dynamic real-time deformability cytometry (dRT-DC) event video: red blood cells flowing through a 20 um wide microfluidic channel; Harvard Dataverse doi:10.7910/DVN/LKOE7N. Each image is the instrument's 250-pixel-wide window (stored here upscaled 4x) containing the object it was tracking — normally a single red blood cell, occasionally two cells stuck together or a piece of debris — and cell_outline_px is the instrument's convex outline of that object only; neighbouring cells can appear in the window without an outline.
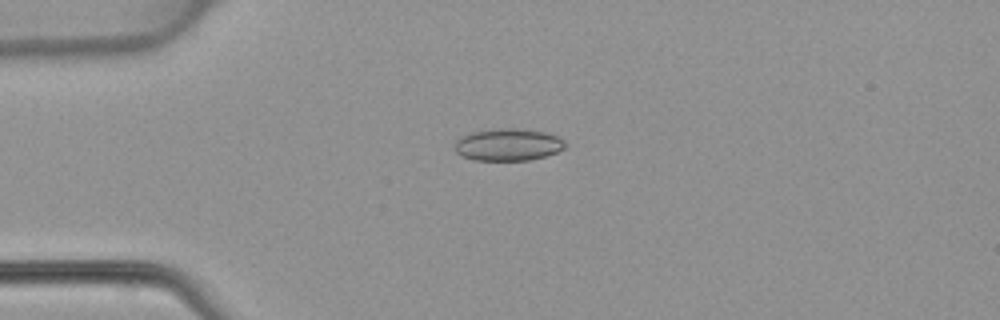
{"species": "common noctule bat (a hibernating species)", "species_latin": "Nyctalus noctula", "temperature_condition": "warm", "stored_images_in_passage": 39, "camera_frame_rate_fps": 3000, "um_per_image_px": 0.085, "animal": {"sex": "female", "body_mass_g": 22.7, "forearm_length_mm": 54.2}, "frame": {"image": 1, "passage_image": 3, "time_ms": 0.667, "image_size_px": [1000, 320], "cell_outline_px": [[568, 144], [564, 148], [556, 152], [544, 156], [528, 160], [472, 160], [460, 156], [456, 152], [456, 140], [460, 136], [472, 132], [500, 128], [524, 128], [544, 132], [556, 136], [564, 140]], "centroid_in_image_um": [43.18, 12.29], "position_along_channel_um": 41.8, "area_um2": 20.81}}
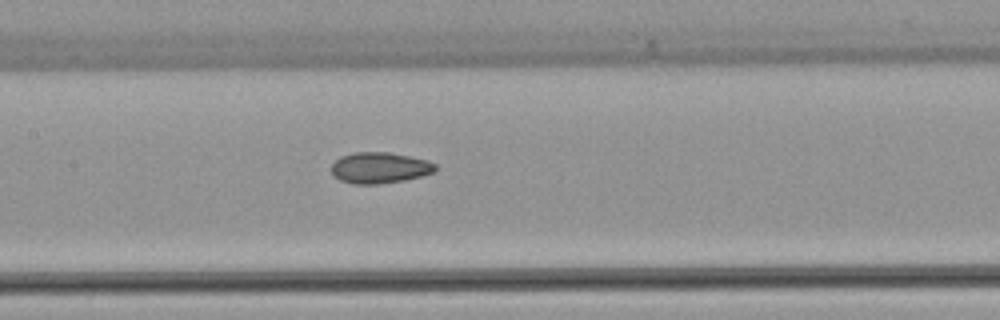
{"frame": {"image": 2, "passage_image": 14, "time_ms": 4.333, "image_size_px": [1000, 320], "cell_outline_px": [[436, 172], [404, 180], [376, 184], [352, 184], [340, 180], [332, 176], [332, 164], [340, 156], [352, 152], [388, 152], [428, 160], [436, 164]], "centroid_in_image_um": [32.25, 14.26], "position_along_channel_um": 175.1, "area_um2": 18.9}}
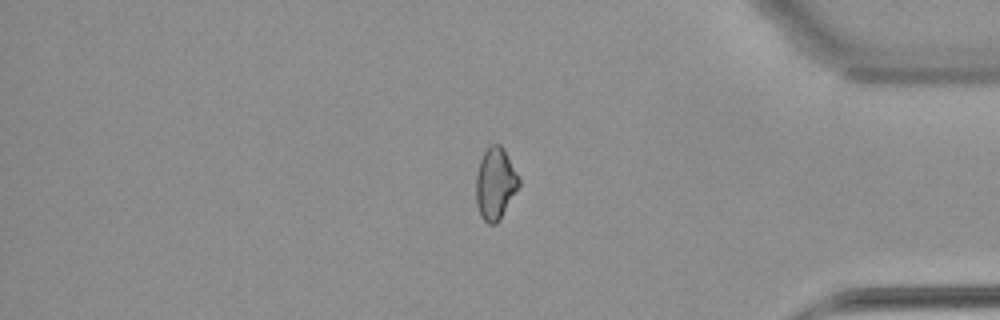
{"frame": {"image": 3, "passage_image": 31, "time_ms": 10.0, "image_size_px": [1000, 320], "cell_outline_px": [[520, 184], [500, 220], [496, 224], [488, 224], [480, 216], [476, 204], [476, 176], [480, 160], [484, 152], [492, 144], [500, 144], [504, 148], [520, 180]], "centroid_in_image_um": [42.09, 15.63], "position_along_channel_um": 393.1, "area_um2": 17.92}}